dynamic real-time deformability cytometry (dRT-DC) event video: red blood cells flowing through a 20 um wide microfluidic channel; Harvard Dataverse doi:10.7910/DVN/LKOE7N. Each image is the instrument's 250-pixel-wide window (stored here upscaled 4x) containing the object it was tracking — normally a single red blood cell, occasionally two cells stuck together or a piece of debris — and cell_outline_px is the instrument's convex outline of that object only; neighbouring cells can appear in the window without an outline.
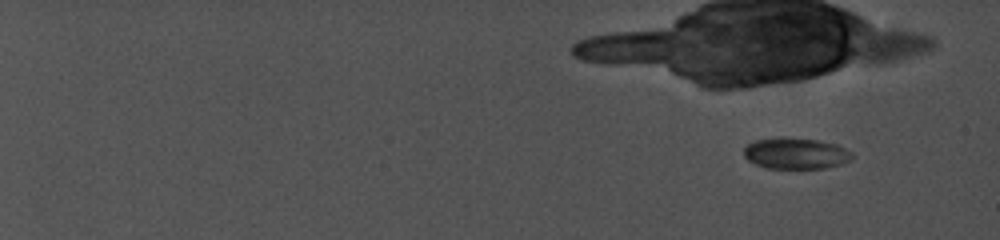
{"species": "common noctule bat (a hibernating species)", "species_latin": "Nyctalus noctula", "temperature_condition": "cold", "stored_images_in_passage": 18, "camera_frame_rate_fps": 5000, "um_per_image_px": 0.085, "animal": {"sex": "female", "body_mass_g": 19.0, "forearm_length_mm": 56.7}, "frame": {"image": 1, "passage_image": 3, "time_ms": 0.4, "image_size_px": [1000, 240], "cell_outline_px": [[856, 156], [852, 160], [844, 164], [828, 168], [764, 168], [748, 160], [744, 156], [744, 148], [748, 144], [756, 140], [816, 140], [836, 144], [852, 152]], "centroid_in_image_um": [67.73, 13.1], "position_along_channel_um": 17.3, "area_um2": 19.13}}